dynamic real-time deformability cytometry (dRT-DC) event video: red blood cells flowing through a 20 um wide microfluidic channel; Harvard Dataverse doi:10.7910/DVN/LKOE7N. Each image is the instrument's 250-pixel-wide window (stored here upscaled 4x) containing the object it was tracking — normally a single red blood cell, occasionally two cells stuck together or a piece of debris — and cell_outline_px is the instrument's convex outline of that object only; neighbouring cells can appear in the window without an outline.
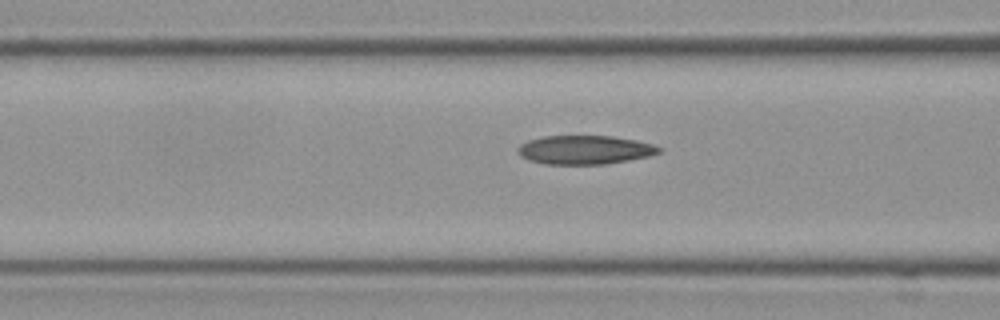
{"species": "Egyptian fruit bat (a non-hibernating species)", "species_latin": "Rousettus aegyptiacus", "temperature_condition": "cold", "stored_images_in_passage": 41, "camera_frame_rate_fps": 3000, "um_per_image_px": 0.085, "frame": {"image": 1, "passage_image": 17, "time_ms": 5.333, "image_size_px": [1000, 320], "cell_outline_px": [[664, 148], [660, 152], [648, 156], [628, 160], [604, 164], [544, 164], [520, 156], [516, 152], [516, 148], [520, 144], [528, 140], [544, 136], [612, 136], [636, 140], [652, 144]], "centroid_in_image_um": [49.69, 12.73], "position_along_channel_um": 116.9, "area_um2": 23.7}}
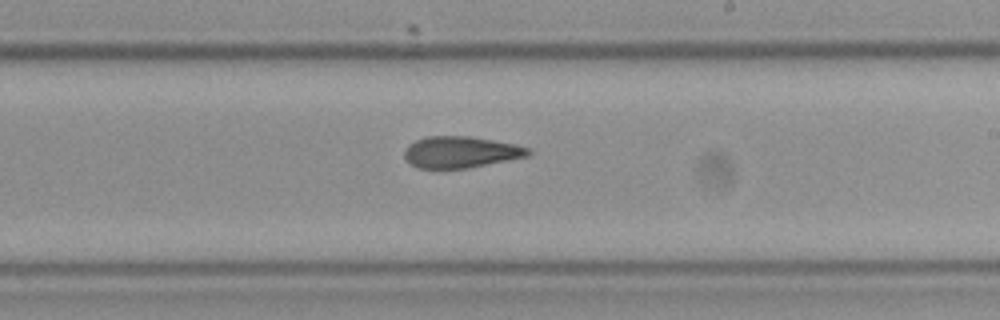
{"frame": {"image": 2, "passage_image": 28, "time_ms": 9.0, "image_size_px": [1000, 320], "cell_outline_px": [[532, 152], [528, 156], [468, 168], [420, 168], [412, 164], [404, 156], [404, 148], [408, 144], [416, 140], [428, 136], [472, 136], [516, 144], [532, 148]], "centroid_in_image_um": [39.19, 12.91], "position_along_channel_um": 249.8, "area_um2": 22.77}}
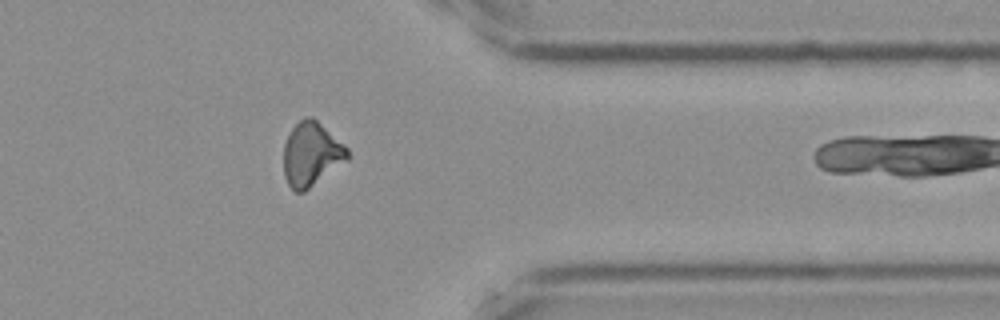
{"frame": {"image": 3, "passage_image": 40, "time_ms": 13.0, "image_size_px": [1000, 320], "cell_outline_px": [[348, 160], [304, 192], [296, 192], [288, 184], [284, 176], [284, 144], [292, 128], [304, 116], [312, 116], [344, 144], [348, 148]], "centroid_in_image_um": [26.46, 13.1], "position_along_channel_um": 384.9, "area_um2": 23.7}}